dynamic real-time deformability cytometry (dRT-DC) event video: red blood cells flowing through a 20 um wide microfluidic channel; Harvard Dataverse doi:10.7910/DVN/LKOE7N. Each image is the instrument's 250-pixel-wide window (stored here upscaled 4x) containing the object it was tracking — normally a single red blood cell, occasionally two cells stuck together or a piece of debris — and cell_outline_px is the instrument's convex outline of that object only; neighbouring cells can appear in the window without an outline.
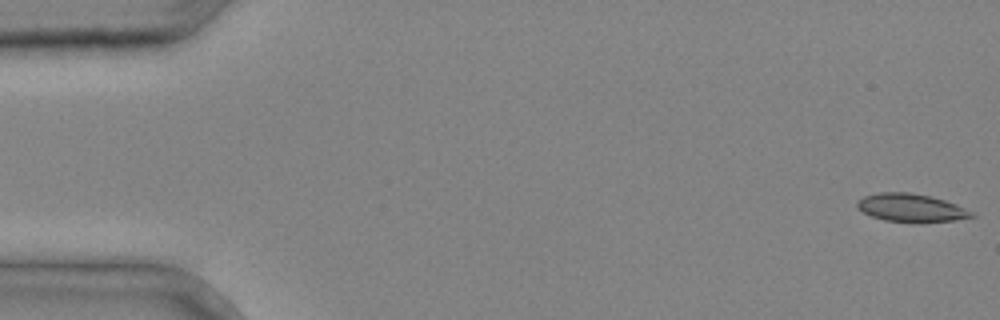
{"species": "common noctule bat (a hibernating species)", "species_latin": "Nyctalus noctula", "temperature_condition": "cold", "stored_images_in_passage": 4, "camera_frame_rate_fps": 3000, "um_per_image_px": 0.085, "animal": {"sex": "male", "body_mass_g": 20.4}, "frame": {"image": 1, "passage_image": 1, "time_ms": 0.0, "image_size_px": [1000, 320], "cell_outline_px": [[976, 216], [956, 220], [920, 224], [912, 224], [884, 220], [872, 216], [856, 208], [856, 200], [864, 196], [880, 192], [908, 192], [928, 196], [944, 200], [956, 204], [972, 212]], "centroid_in_image_um": [77.42, 17.69], "position_along_channel_um": 7.6, "area_um2": 19.13}}
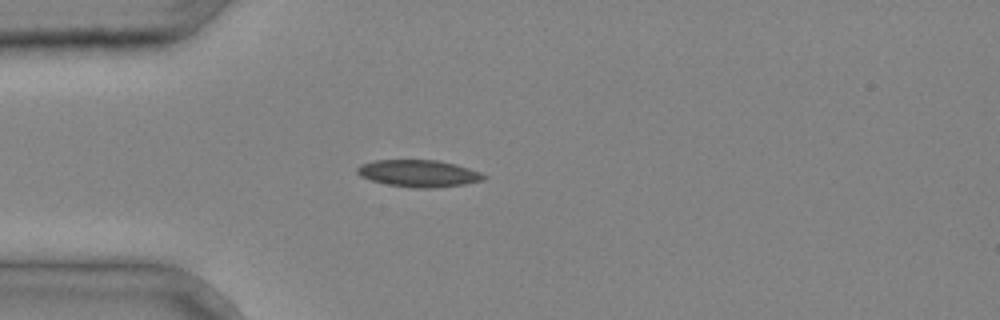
{"frame": {"image": 2, "passage_image": 4, "time_ms": 1.0, "image_size_px": [1000, 320], "cell_outline_px": [[488, 176], [484, 180], [464, 184], [436, 188], [412, 188], [388, 184], [372, 180], [360, 176], [356, 172], [356, 168], [360, 164], [376, 160], [436, 160], [456, 164], [480, 172]], "centroid_in_image_um": [35.59, 14.74], "position_along_channel_um": 49.4, "area_um2": 19.94}}